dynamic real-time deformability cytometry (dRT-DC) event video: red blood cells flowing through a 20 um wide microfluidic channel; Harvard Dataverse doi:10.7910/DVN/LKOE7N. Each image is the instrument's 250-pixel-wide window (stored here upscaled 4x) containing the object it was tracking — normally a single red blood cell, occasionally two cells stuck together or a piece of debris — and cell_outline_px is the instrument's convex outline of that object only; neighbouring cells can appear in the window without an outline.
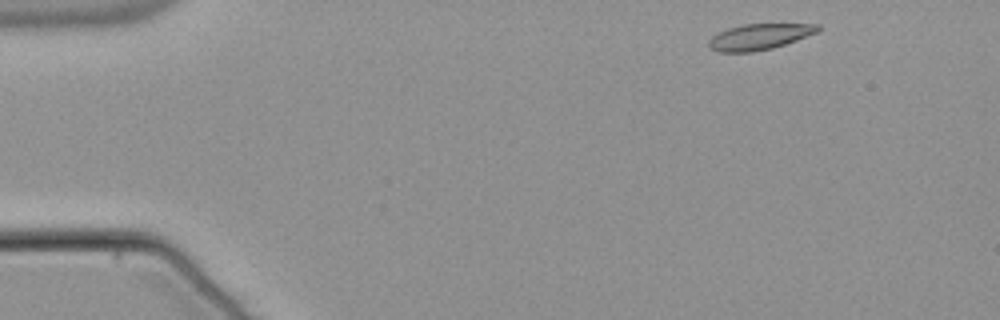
{"species": "common noctule bat (a hibernating species)", "species_latin": "Nyctalus noctula", "temperature_condition": "warm", "stored_images_in_passage": 49, "camera_frame_rate_fps": 3000, "um_per_image_px": 0.085, "animal": {"sex": "male", "body_mass_g": 21.5, "forearm_length_mm": 52.0}, "frame": {"image": 1, "passage_image": 1, "time_ms": 0.0, "image_size_px": [1000, 320], "cell_outline_px": [[820, 28], [816, 32], [796, 40], [772, 48], [752, 52], [716, 52], [708, 48], [708, 40], [712, 36], [728, 28], [744, 24], [820, 24]], "centroid_in_image_um": [64.49, 3.13], "position_along_channel_um": 20.5, "area_um2": 16.36}}
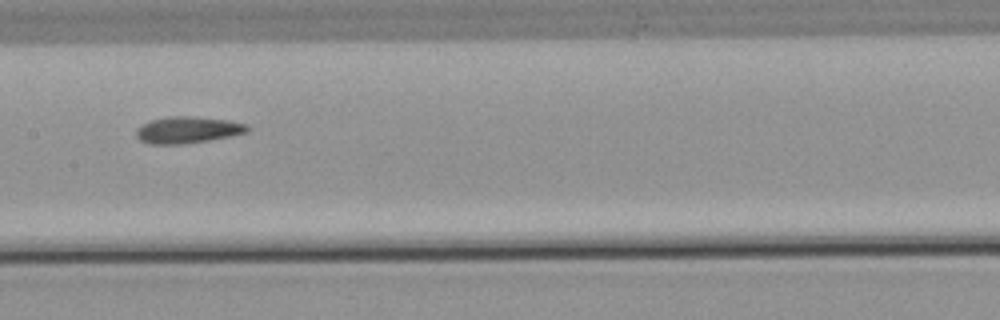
{"frame": {"image": 2, "passage_image": 22, "time_ms": 7.0, "image_size_px": [1000, 320], "cell_outline_px": [[252, 128], [248, 132], [232, 136], [184, 144], [148, 144], [140, 140], [136, 136], [136, 128], [148, 120], [168, 116], [192, 116], [228, 120], [248, 124]], "centroid_in_image_um": [15.96, 11.03], "position_along_channel_um": 191.4, "area_um2": 17.57}}
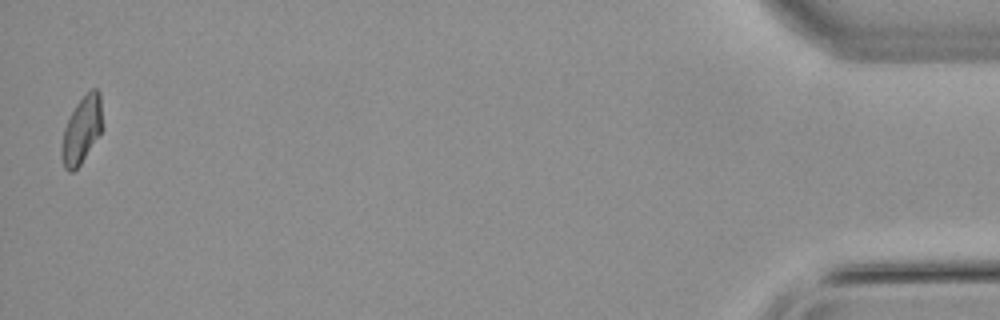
{"frame": {"image": 3, "passage_image": 48, "time_ms": 15.667, "image_size_px": [1000, 320], "cell_outline_px": [[100, 132], [80, 164], [72, 172], [68, 172], [64, 168], [60, 156], [60, 144], [64, 128], [76, 104], [92, 88], [96, 88], [100, 92]], "centroid_in_image_um": [6.87, 11.09], "position_along_channel_um": 428.3, "area_um2": 15.43}, "authors_computed_cell_mechanics": {"area_um2": 16.6464, "velocity_mm_per_s": 3.8048, "shape_relaxation_time_tau1_ms": null, "shape_relaxation_time_tau2_ms": 4.1557, "deformation_change_tau1": null, "deformation_change_tau2": 0.1197}}